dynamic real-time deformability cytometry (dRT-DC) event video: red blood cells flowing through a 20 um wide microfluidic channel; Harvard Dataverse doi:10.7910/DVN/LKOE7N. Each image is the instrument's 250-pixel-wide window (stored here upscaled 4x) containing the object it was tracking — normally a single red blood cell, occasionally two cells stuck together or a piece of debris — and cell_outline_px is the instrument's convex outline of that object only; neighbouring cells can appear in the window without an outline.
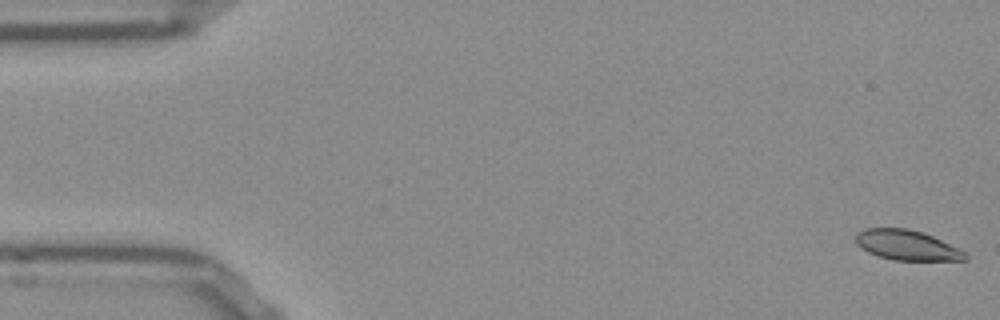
{"species": "Egyptian fruit bat (a non-hibernating species)", "species_latin": "Rousettus aegyptiacus", "temperature_condition": "room temperature", "stored_images_in_passage": 10, "camera_frame_rate_fps": 3000, "um_per_image_px": 0.085, "frame": {"image": 1, "passage_image": 1, "time_ms": 0.0, "image_size_px": [1000, 320], "cell_outline_px": [[968, 260], [892, 260], [868, 252], [860, 248], [856, 244], [856, 232], [864, 228], [908, 228], [924, 232], [964, 252], [968, 256]], "centroid_in_image_um": [77.03, 20.83], "position_along_channel_um": 8.0, "area_um2": 19.07}}